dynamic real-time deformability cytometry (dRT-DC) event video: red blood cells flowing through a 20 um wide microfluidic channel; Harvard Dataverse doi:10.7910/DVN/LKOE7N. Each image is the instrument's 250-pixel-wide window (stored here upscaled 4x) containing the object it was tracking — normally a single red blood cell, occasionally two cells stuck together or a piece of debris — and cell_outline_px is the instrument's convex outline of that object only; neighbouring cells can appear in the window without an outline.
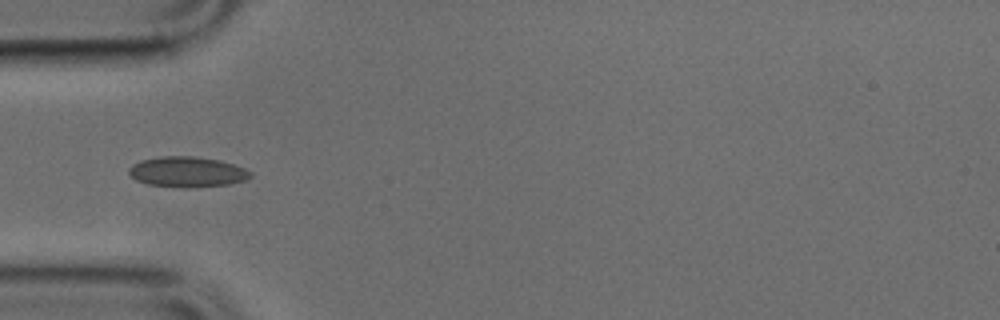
{"species": "common noctule bat (a hibernating species)", "species_latin": "Nyctalus noctula", "temperature_condition": "cold", "stored_images_in_passage": 9, "camera_frame_rate_fps": 3000, "um_per_image_px": 0.085, "animal": {"sex": "male", "body_mass_g": 17.9, "forearm_length_mm": 54.2}, "frame": {"image": 1, "passage_image": 2, "time_ms": 0.333, "image_size_px": [1000, 320], "cell_outline_px": [[252, 176], [244, 180], [228, 184], [188, 188], [184, 188], [148, 184], [136, 180], [128, 172], [128, 168], [132, 164], [140, 160], [164, 156], [192, 156], [220, 160], [244, 168], [252, 172]], "centroid_in_image_um": [15.89, 14.61], "position_along_channel_um": 69.1, "area_um2": 21.5}}
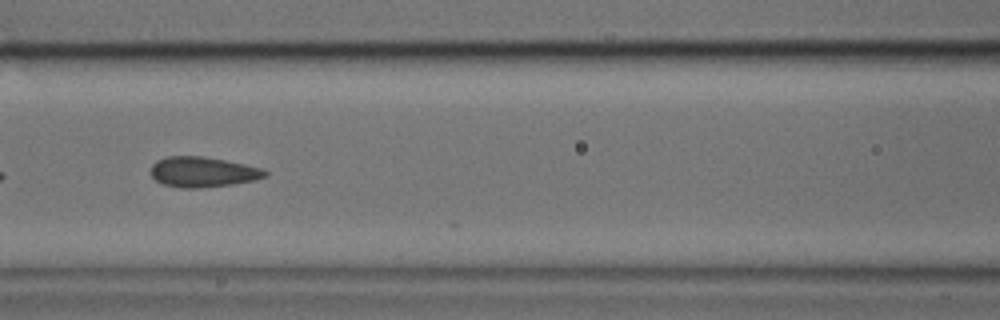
{"frame": {"image": 2, "passage_image": 8, "time_ms": 2.333, "image_size_px": [1000, 320], "cell_outline_px": [[268, 176], [256, 180], [232, 184], [200, 188], [180, 188], [164, 184], [156, 180], [152, 176], [152, 164], [156, 160], [168, 156], [200, 156], [224, 160], [244, 164], [260, 168], [268, 172]], "centroid_in_image_um": [17.24, 14.62], "position_along_channel_um": 149.4, "area_um2": 20.06}}